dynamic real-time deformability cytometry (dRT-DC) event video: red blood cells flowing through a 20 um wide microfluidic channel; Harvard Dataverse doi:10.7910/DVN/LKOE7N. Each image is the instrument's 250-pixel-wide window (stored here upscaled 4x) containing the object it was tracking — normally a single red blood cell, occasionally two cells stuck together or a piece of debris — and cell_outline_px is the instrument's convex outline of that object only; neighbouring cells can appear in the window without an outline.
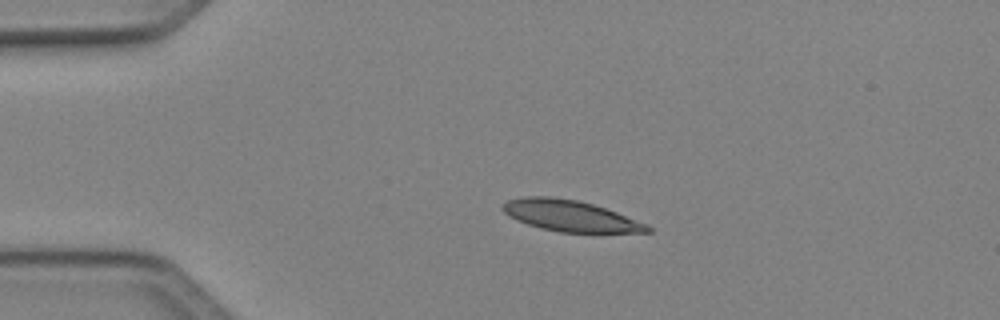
{"species": "Egyptian fruit bat (a non-hibernating species)", "species_latin": "Rousettus aegyptiacus", "temperature_condition": "cold", "stored_images_in_passage": 40, "camera_frame_rate_fps": 3000, "um_per_image_px": 0.085, "animal": {"sex": "female"}, "frame": {"image": 1, "passage_image": 1, "time_ms": 0.0, "image_size_px": [1000, 320], "cell_outline_px": [[652, 232], [560, 232], [540, 228], [516, 220], [508, 216], [500, 208], [508, 200], [524, 196], [552, 196], [576, 200], [592, 204], [616, 212], [648, 224], [652, 228]], "centroid_in_image_um": [48.44, 18.34], "position_along_channel_um": 36.6, "area_um2": 26.13}}
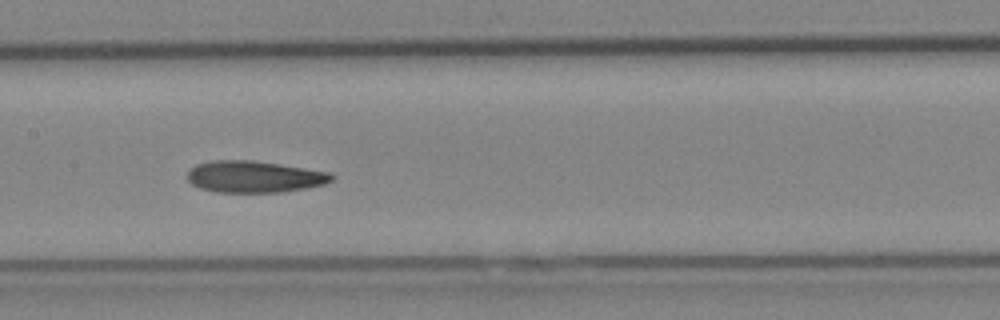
{"frame": {"image": 2, "passage_image": 15, "time_ms": 4.667, "image_size_px": [1000, 320], "cell_outline_px": [[336, 176], [332, 180], [324, 184], [304, 188], [280, 192], [216, 192], [200, 188], [192, 184], [188, 180], [188, 172], [196, 164], [212, 160], [252, 160], [332, 172]], "centroid_in_image_um": [21.63, 15.01], "position_along_channel_um": 185.8, "area_um2": 26.59}}
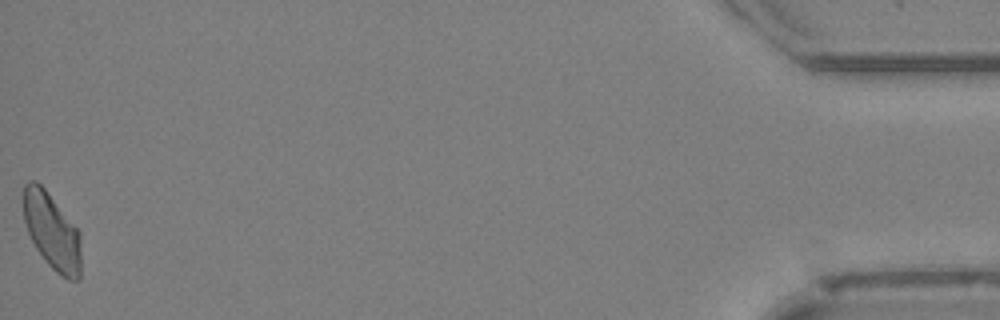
{"frame": {"image": 3, "passage_image": 40, "time_ms": 13.0, "image_size_px": [1000, 320], "cell_outline_px": [[80, 280], [68, 280], [60, 276], [44, 260], [36, 248], [28, 232], [24, 220], [24, 184], [28, 180], [36, 180], [44, 188], [80, 232]], "centroid_in_image_um": [4.42, 19.69], "position_along_channel_um": 430.8, "area_um2": 25.49}, "authors_computed_cell_mechanics": {"area_um2": 26.3568, "velocity_mm_per_s": 4.079, "shape_relaxation_time_tau1_ms": 9.6863, "shape_relaxation_time_tau2_ms": 4.2191, "deformation_change_tau1": 0.2018, "deformation_change_tau2": 0.1101}}